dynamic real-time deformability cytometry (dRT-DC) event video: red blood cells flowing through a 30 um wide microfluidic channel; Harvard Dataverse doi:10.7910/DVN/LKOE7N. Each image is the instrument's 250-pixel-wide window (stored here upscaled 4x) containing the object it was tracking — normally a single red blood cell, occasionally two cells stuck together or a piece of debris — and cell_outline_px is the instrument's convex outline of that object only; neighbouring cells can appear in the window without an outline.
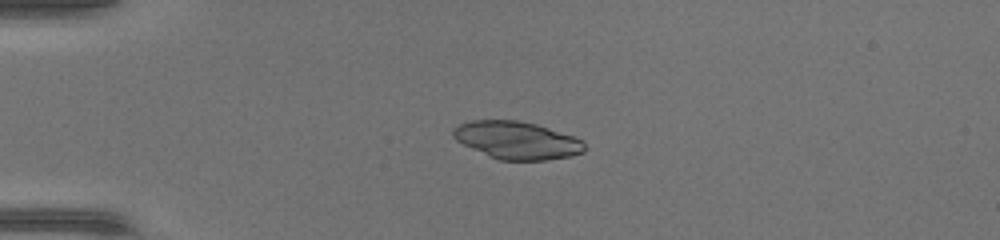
{"species": "common noctule bat (a hibernating species)", "species_latin": "Nyctalus noctula", "temperature_condition": "warm", "stored_images_in_passage": 35, "camera_frame_rate_fps": 3000, "um_per_image_px": 0.085, "animal": {"sex": "female", "body_mass_g": 17.0, "forearm_length_mm": 48.0}, "frame": {"image": 1, "passage_image": 1, "time_ms": 0.0, "image_size_px": [1000, 240], "cell_outline_px": [[588, 148], [584, 152], [568, 156], [544, 160], [500, 160], [488, 156], [456, 140], [452, 136], [452, 132], [460, 124], [472, 120], [516, 120], [536, 124], [584, 140]], "centroid_in_image_um": [43.96, 11.92], "position_along_channel_um": 41.0, "area_um2": 28.61}}
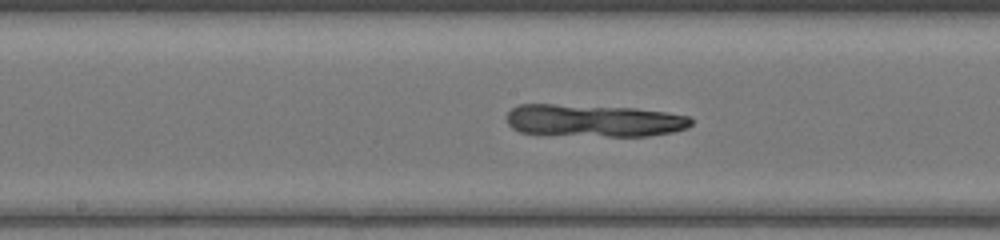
{"frame": {"image": 2, "passage_image": 14, "time_ms": 4.333, "image_size_px": [1000, 240], "cell_outline_px": [[692, 124], [688, 128], [672, 132], [648, 136], [608, 136], [520, 132], [512, 128], [508, 124], [508, 112], [512, 108], [520, 104], [552, 104], [636, 108], [668, 112], [688, 116], [692, 120]], "centroid_in_image_um": [50.52, 10.24], "position_along_channel_um": 197.7, "area_um2": 34.56}}
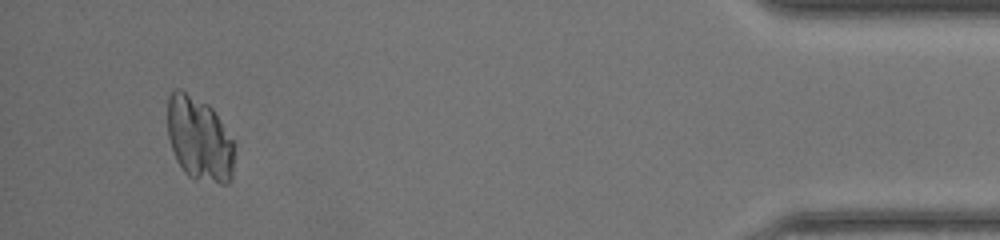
{"frame": {"image": 3, "passage_image": 33, "time_ms": 10.667, "image_size_px": [1000, 240], "cell_outline_px": [[232, 180], [228, 184], [220, 184], [196, 180], [188, 176], [184, 172], [176, 160], [168, 136], [168, 96], [172, 88], [180, 88], [208, 104], [212, 108], [232, 140]], "centroid_in_image_um": [16.9, 11.81], "position_along_channel_um": 418.3, "area_um2": 32.77}}